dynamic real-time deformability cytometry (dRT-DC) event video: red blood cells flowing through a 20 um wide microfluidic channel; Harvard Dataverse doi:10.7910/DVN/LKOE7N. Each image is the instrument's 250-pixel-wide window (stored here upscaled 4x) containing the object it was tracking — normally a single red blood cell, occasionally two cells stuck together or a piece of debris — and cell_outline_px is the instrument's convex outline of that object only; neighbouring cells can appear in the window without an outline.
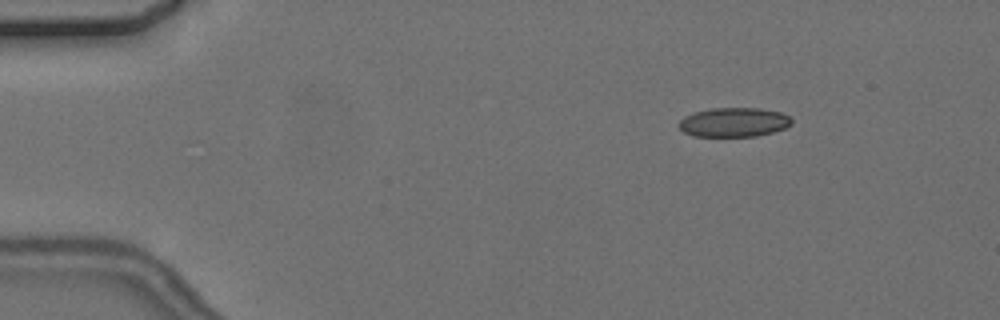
{"species": "common noctule bat (a hibernating species)", "species_latin": "Nyctalus noctula", "temperature_condition": "cold", "stored_images_in_passage": 5, "camera_frame_rate_fps": 3000, "um_per_image_px": 0.085, "animal": {"sex": "female", "body_mass_g": 24.6, "forearm_length_mm": 56.2}, "frame": {"image": 1, "passage_image": 2, "time_ms": 1.333, "image_size_px": [1000, 320], "cell_outline_px": [[792, 124], [784, 128], [772, 132], [756, 136], [696, 136], [684, 132], [676, 124], [684, 116], [696, 112], [712, 108], [760, 108], [780, 112], [788, 116], [792, 120]], "centroid_in_image_um": [62.37, 10.39], "position_along_channel_um": 22.6, "area_um2": 19.13}}
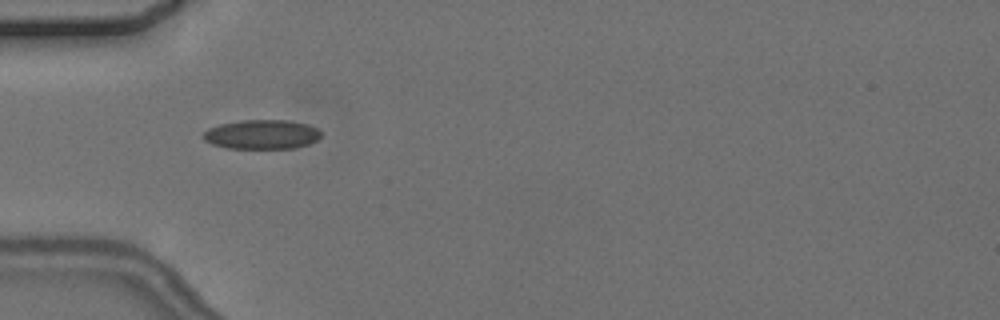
{"frame": {"image": 2, "passage_image": 5, "time_ms": 4.667, "image_size_px": [1000, 320], "cell_outline_px": [[320, 136], [316, 140], [308, 144], [292, 148], [228, 148], [212, 144], [204, 140], [204, 132], [208, 128], [220, 124], [240, 120], [288, 120], [308, 124], [316, 128], [320, 132]], "centroid_in_image_um": [22.24, 11.42], "position_along_channel_um": 62.8, "area_um2": 20.0}}